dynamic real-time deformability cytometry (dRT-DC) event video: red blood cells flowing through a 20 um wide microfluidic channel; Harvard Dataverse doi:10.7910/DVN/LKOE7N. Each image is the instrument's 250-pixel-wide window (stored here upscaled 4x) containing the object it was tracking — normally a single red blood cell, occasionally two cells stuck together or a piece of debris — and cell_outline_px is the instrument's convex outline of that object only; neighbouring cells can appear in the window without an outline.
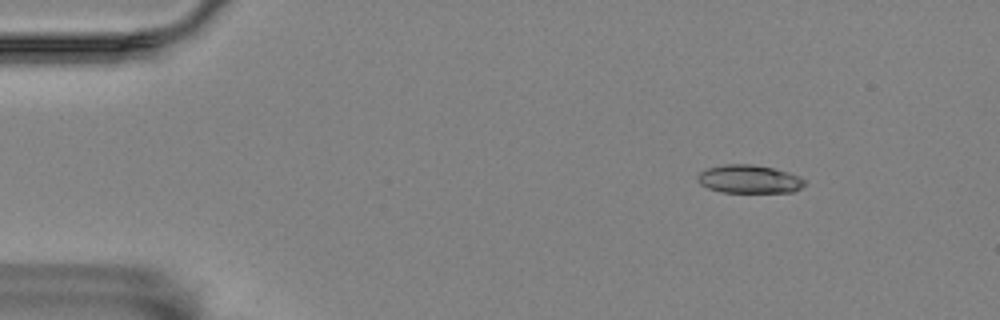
{"species": "Egyptian fruit bat (a non-hibernating species)", "species_latin": "Rousettus aegyptiacus", "temperature_condition": "room temperature", "stored_images_in_passage": 5, "camera_frame_rate_fps": 3000, "um_per_image_px": 0.085, "animal": {"sex": "female"}, "frame": {"image": 1, "passage_image": 3, "time_ms": 2.333, "image_size_px": [1000, 320], "cell_outline_px": [[804, 184], [800, 188], [792, 192], [720, 192], [708, 188], [700, 184], [696, 180], [696, 176], [700, 172], [708, 168], [724, 164], [752, 164], [772, 168], [788, 172], [800, 176], [804, 180]], "centroid_in_image_um": [63.64, 15.22], "position_along_channel_um": 21.4, "area_um2": 17.63}}